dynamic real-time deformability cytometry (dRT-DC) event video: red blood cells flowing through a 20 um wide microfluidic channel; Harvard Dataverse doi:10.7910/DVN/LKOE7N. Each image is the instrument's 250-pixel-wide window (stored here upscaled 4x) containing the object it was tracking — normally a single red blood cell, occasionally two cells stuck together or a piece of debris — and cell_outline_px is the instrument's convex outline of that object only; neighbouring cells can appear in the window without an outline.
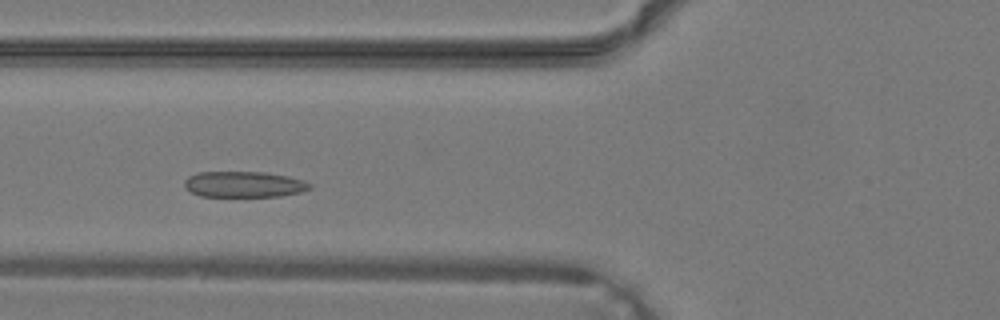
{"species": "common noctule bat (a hibernating species)", "species_latin": "Nyctalus noctula", "temperature_condition": "warm", "stored_images_in_passage": 35, "segment_of_instrument_passage": [1, 2], "camera_frame_rate_fps": 3000, "um_per_image_px": 0.085, "animal": {"sex": "male", "body_mass_g": 19.2, "forearm_length_mm": 51.8}, "frame": {"image": 1, "passage_image": 10, "time_ms": 3.0, "image_size_px": [1000, 320], "cell_outline_px": [[312, 188], [300, 192], [280, 196], [200, 196], [184, 188], [184, 180], [188, 176], [196, 172], [264, 172], [288, 176], [304, 180], [312, 184]], "centroid_in_image_um": [20.73, 15.66], "position_along_channel_um": 105.1, "area_um2": 19.02}}
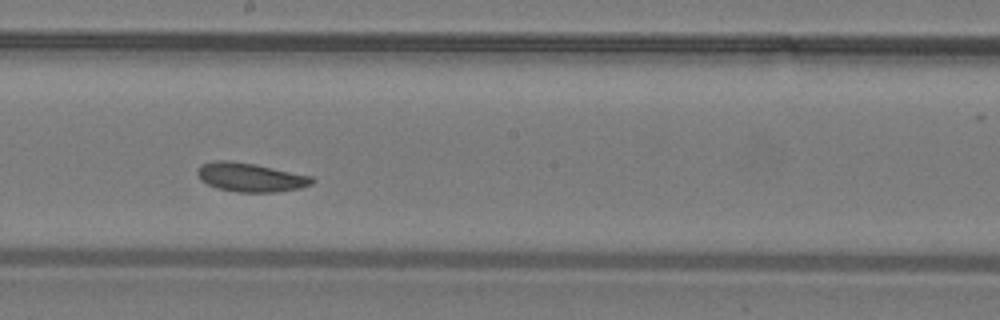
{"frame": {"image": 2, "passage_image": 17, "time_ms": 5.333, "image_size_px": [1000, 320], "cell_outline_px": [[316, 180], [312, 184], [300, 188], [276, 192], [240, 192], [216, 188], [200, 180], [196, 172], [196, 168], [200, 164], [212, 160], [228, 160], [256, 164], [312, 176]], "centroid_in_image_um": [21.26, 15.06], "position_along_channel_um": 226.9, "area_um2": 19.54}}
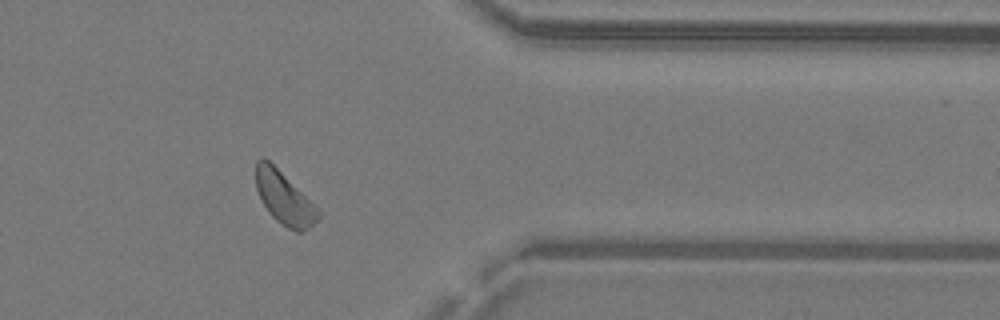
{"frame": {"image": 3, "passage_image": 27, "time_ms": 8.667, "image_size_px": [1000, 320], "cell_outline_px": [[320, 220], [308, 228], [300, 232], [296, 232], [288, 228], [276, 220], [268, 212], [256, 188], [256, 160], [260, 156], [264, 156], [320, 208]], "centroid_in_image_um": [24.19, 16.83], "position_along_channel_um": 387.2, "area_um2": 19.25}}